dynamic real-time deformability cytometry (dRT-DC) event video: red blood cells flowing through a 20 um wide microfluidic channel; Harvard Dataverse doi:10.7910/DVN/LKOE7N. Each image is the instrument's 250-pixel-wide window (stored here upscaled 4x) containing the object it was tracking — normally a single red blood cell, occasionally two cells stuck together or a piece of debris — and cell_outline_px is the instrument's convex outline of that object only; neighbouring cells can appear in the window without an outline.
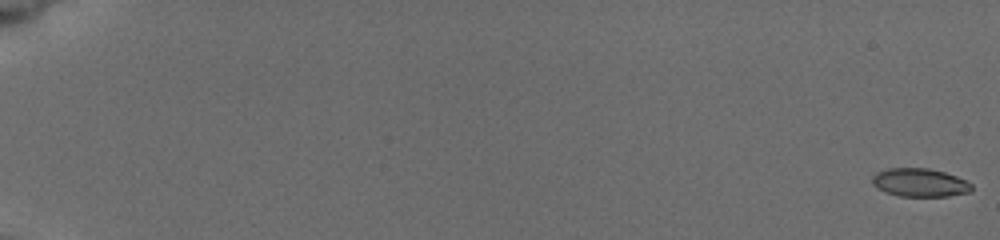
{"species": "common noctule bat (a hibernating species)", "species_latin": "Nyctalus noctula", "temperature_condition": "cold", "stored_images_in_passage": 78, "camera_frame_rate_fps": 3000, "um_per_image_px": 0.085, "animal": {"sex": "female", "body_mass_g": 19.5, "forearm_length_mm": 54.1}, "frame": {"image": 1, "passage_image": 1, "time_ms": 0.0, "image_size_px": [1000, 240], "cell_outline_px": [[972, 188], [968, 192], [948, 196], [900, 196], [884, 192], [876, 188], [872, 184], [872, 176], [876, 172], [888, 168], [928, 168], [944, 172], [956, 176], [972, 184]], "centroid_in_image_um": [78.13, 15.51], "position_along_channel_um": 6.9, "area_um2": 16.42}}
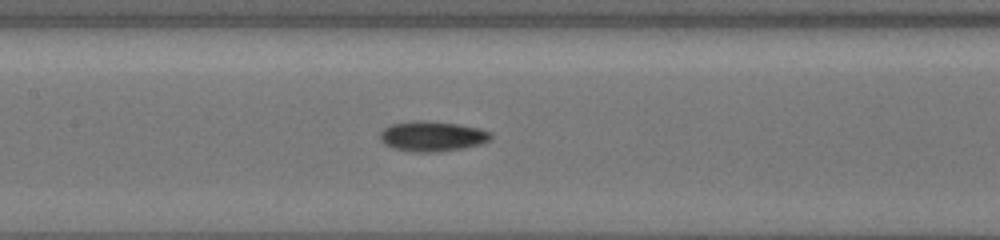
{"frame": {"image": 2, "passage_image": 45, "time_ms": 9.667, "image_size_px": [1000, 240], "cell_outline_px": [[492, 136], [488, 140], [480, 144], [440, 152], [408, 152], [384, 144], [380, 140], [380, 132], [384, 128], [392, 124], [416, 120], [424, 120], [460, 124], [480, 128], [488, 132]], "centroid_in_image_um": [36.71, 11.58], "position_along_channel_um": 170.7, "area_um2": 19.42}}
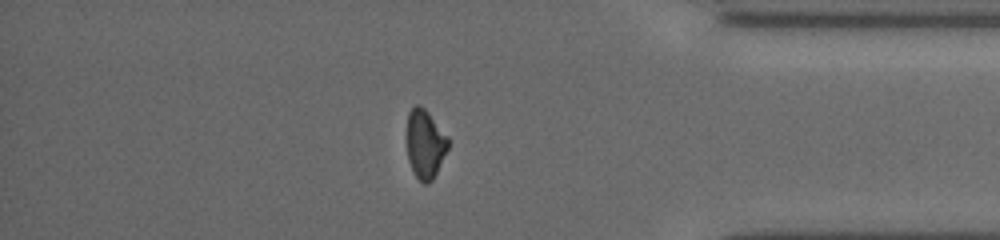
{"frame": {"image": 3, "passage_image": 65, "time_ms": 16.0, "image_size_px": [1000, 240], "cell_outline_px": [[448, 148], [432, 180], [428, 184], [424, 184], [416, 176], [408, 160], [408, 112], [416, 104], [420, 104], [428, 112], [448, 136]], "centroid_in_image_um": [36.14, 12.22], "position_along_channel_um": 399.1, "area_um2": 16.24}}